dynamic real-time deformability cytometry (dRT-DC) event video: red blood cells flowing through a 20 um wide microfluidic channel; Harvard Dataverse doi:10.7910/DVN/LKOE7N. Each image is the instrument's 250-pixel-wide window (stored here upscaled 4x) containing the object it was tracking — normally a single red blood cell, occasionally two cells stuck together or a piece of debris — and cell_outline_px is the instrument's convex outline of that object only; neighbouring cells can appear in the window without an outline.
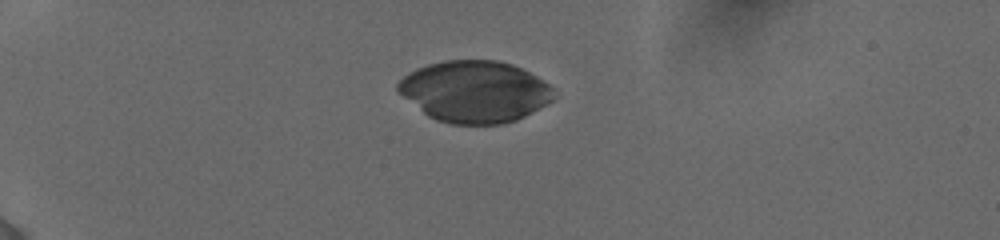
{"species": "human", "species_latin": "Homo sapiens", "temperature_condition": "cold", "stored_images_in_passage": 16, "camera_frame_rate_fps": 3000, "um_per_image_px": 0.085, "donor": {"sex": "female"}, "frame": {"image": 1, "passage_image": 1, "time_ms": 0.0, "image_size_px": [1000, 240], "cell_outline_px": [[556, 96], [548, 104], [516, 120], [504, 124], [452, 124], [436, 120], [428, 116], [396, 92], [396, 84], [408, 72], [416, 68], [428, 64], [444, 60], [496, 60], [512, 64], [544, 80], [556, 88]], "centroid_in_image_um": [40.36, 7.78], "position_along_channel_um": 44.6, "area_um2": 56.47}}